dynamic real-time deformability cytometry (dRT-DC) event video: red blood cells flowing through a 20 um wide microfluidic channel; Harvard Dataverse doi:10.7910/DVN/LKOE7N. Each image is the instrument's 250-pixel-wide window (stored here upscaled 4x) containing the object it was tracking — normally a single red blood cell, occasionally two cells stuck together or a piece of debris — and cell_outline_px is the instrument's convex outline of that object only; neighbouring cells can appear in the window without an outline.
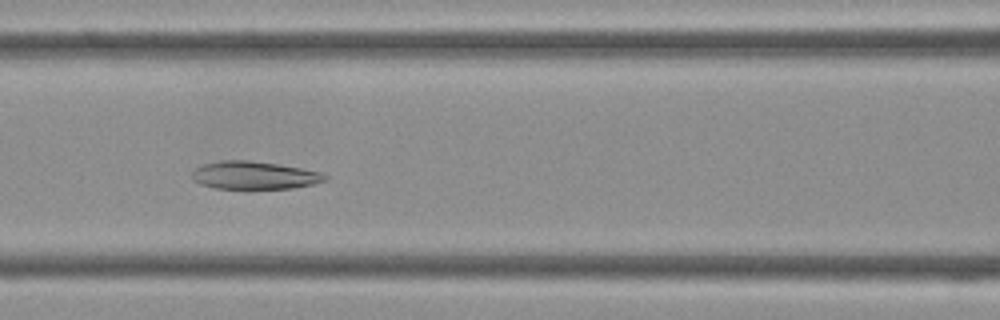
{"species": "Egyptian fruit bat (a non-hibernating species)", "species_latin": "Rousettus aegyptiacus", "temperature_condition": "cold", "stored_images_in_passage": 43, "camera_frame_rate_fps": 3000, "um_per_image_px": 0.085, "frame": {"image": 1, "passage_image": 18, "time_ms": 5.667, "image_size_px": [1000, 320], "cell_outline_px": [[328, 180], [312, 184], [292, 188], [216, 188], [200, 184], [192, 180], [188, 176], [196, 168], [204, 164], [220, 160], [248, 160], [276, 164], [300, 168], [320, 172], [328, 176]], "centroid_in_image_um": [21.57, 14.9], "position_along_channel_um": 145.0, "area_um2": 21.5}}
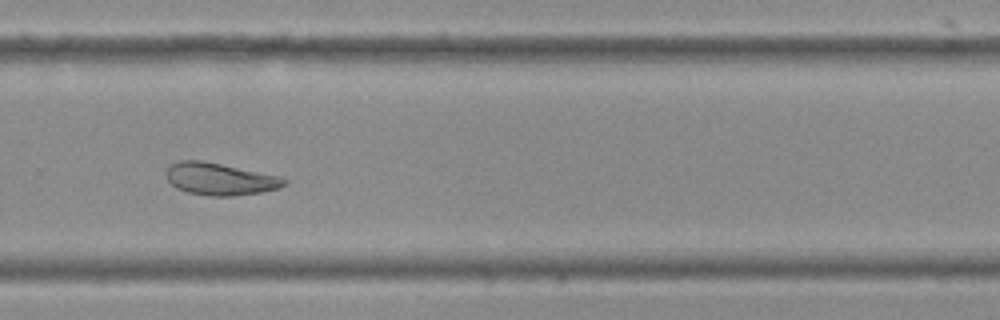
{"frame": {"image": 2, "passage_image": 29, "time_ms": 9.333, "image_size_px": [1000, 320], "cell_outline_px": [[288, 184], [280, 188], [260, 192], [236, 196], [208, 196], [188, 192], [176, 188], [168, 180], [168, 168], [172, 164], [180, 160], [200, 160], [220, 164], [276, 176], [288, 180]], "centroid_in_image_um": [18.7, 15.23], "position_along_channel_um": 311.1, "area_um2": 21.73}}
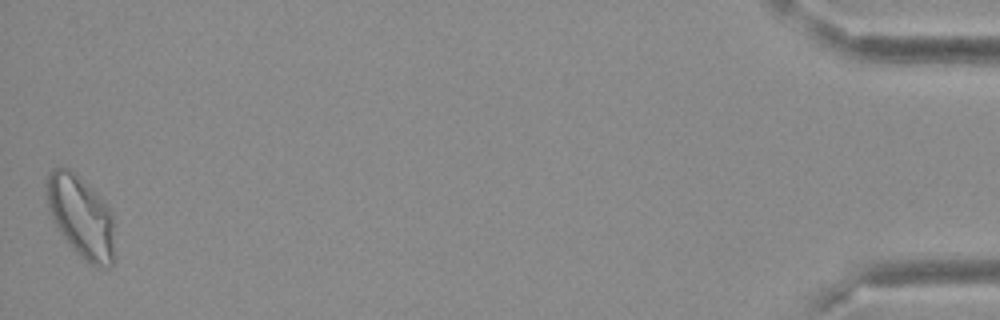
{"frame": {"image": 3, "passage_image": 43, "time_ms": 14.0, "image_size_px": [1000, 320], "cell_outline_px": [[116, 260], [108, 268], [92, 264], [84, 260], [68, 244], [52, 220], [48, 208], [44, 192], [44, 184], [48, 172], [52, 168], [68, 168], [76, 172], [108, 208], [112, 216]], "centroid_in_image_um": [6.85, 18.42], "position_along_channel_um": 428.4, "area_um2": 32.83}}